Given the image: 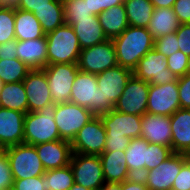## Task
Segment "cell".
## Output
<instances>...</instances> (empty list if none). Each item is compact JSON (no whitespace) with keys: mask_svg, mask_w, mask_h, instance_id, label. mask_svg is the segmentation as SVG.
Returning <instances> with one entry per match:
<instances>
[{"mask_svg":"<svg viewBox=\"0 0 190 190\" xmlns=\"http://www.w3.org/2000/svg\"><path fill=\"white\" fill-rule=\"evenodd\" d=\"M116 49L117 64L133 71L139 60L154 48V38L145 27L128 26L112 39Z\"/></svg>","mask_w":190,"mask_h":190,"instance_id":"6da1fadb","label":"cell"},{"mask_svg":"<svg viewBox=\"0 0 190 190\" xmlns=\"http://www.w3.org/2000/svg\"><path fill=\"white\" fill-rule=\"evenodd\" d=\"M56 103L51 102L38 112H27L24 117L23 143L38 145L61 140L55 123Z\"/></svg>","mask_w":190,"mask_h":190,"instance_id":"7a4b0ae2","label":"cell"},{"mask_svg":"<svg viewBox=\"0 0 190 190\" xmlns=\"http://www.w3.org/2000/svg\"><path fill=\"white\" fill-rule=\"evenodd\" d=\"M47 65L77 64L81 47L72 26L63 24L47 33Z\"/></svg>","mask_w":190,"mask_h":190,"instance_id":"3957f363","label":"cell"},{"mask_svg":"<svg viewBox=\"0 0 190 190\" xmlns=\"http://www.w3.org/2000/svg\"><path fill=\"white\" fill-rule=\"evenodd\" d=\"M8 156L13 179H25L42 176L45 168L34 145L25 143L3 149Z\"/></svg>","mask_w":190,"mask_h":190,"instance_id":"277c9868","label":"cell"},{"mask_svg":"<svg viewBox=\"0 0 190 190\" xmlns=\"http://www.w3.org/2000/svg\"><path fill=\"white\" fill-rule=\"evenodd\" d=\"M95 115L86 107L66 102L57 104L54 119L61 140L72 142L77 132Z\"/></svg>","mask_w":190,"mask_h":190,"instance_id":"5b68a950","label":"cell"},{"mask_svg":"<svg viewBox=\"0 0 190 190\" xmlns=\"http://www.w3.org/2000/svg\"><path fill=\"white\" fill-rule=\"evenodd\" d=\"M132 75L133 71L119 65L96 75L102 94V114L114 109Z\"/></svg>","mask_w":190,"mask_h":190,"instance_id":"8992f818","label":"cell"},{"mask_svg":"<svg viewBox=\"0 0 190 190\" xmlns=\"http://www.w3.org/2000/svg\"><path fill=\"white\" fill-rule=\"evenodd\" d=\"M52 101L56 104L70 101V94L77 73L80 71L77 64H52L43 68Z\"/></svg>","mask_w":190,"mask_h":190,"instance_id":"52a82bcc","label":"cell"},{"mask_svg":"<svg viewBox=\"0 0 190 190\" xmlns=\"http://www.w3.org/2000/svg\"><path fill=\"white\" fill-rule=\"evenodd\" d=\"M70 166L74 174V183L90 190H99L106 182L99 155L72 153Z\"/></svg>","mask_w":190,"mask_h":190,"instance_id":"ba28073f","label":"cell"},{"mask_svg":"<svg viewBox=\"0 0 190 190\" xmlns=\"http://www.w3.org/2000/svg\"><path fill=\"white\" fill-rule=\"evenodd\" d=\"M117 65L116 49L112 39L81 49L77 61L80 71L96 75Z\"/></svg>","mask_w":190,"mask_h":190,"instance_id":"9c48e42d","label":"cell"},{"mask_svg":"<svg viewBox=\"0 0 190 190\" xmlns=\"http://www.w3.org/2000/svg\"><path fill=\"white\" fill-rule=\"evenodd\" d=\"M167 57L154 48L142 57L133 75L149 84L165 85L174 82L177 77L168 69Z\"/></svg>","mask_w":190,"mask_h":190,"instance_id":"30bf717a","label":"cell"},{"mask_svg":"<svg viewBox=\"0 0 190 190\" xmlns=\"http://www.w3.org/2000/svg\"><path fill=\"white\" fill-rule=\"evenodd\" d=\"M69 102L86 107L95 116L102 115V94L98 88L96 74L82 71L77 73Z\"/></svg>","mask_w":190,"mask_h":190,"instance_id":"8fae6325","label":"cell"},{"mask_svg":"<svg viewBox=\"0 0 190 190\" xmlns=\"http://www.w3.org/2000/svg\"><path fill=\"white\" fill-rule=\"evenodd\" d=\"M106 130L100 116L87 122L71 142L72 152L101 155L105 149Z\"/></svg>","mask_w":190,"mask_h":190,"instance_id":"7c38bea8","label":"cell"},{"mask_svg":"<svg viewBox=\"0 0 190 190\" xmlns=\"http://www.w3.org/2000/svg\"><path fill=\"white\" fill-rule=\"evenodd\" d=\"M186 161L187 154L173 153L154 169L144 172L141 178L148 190H172L174 179Z\"/></svg>","mask_w":190,"mask_h":190,"instance_id":"4fadbf2b","label":"cell"},{"mask_svg":"<svg viewBox=\"0 0 190 190\" xmlns=\"http://www.w3.org/2000/svg\"><path fill=\"white\" fill-rule=\"evenodd\" d=\"M149 86L148 82L132 75L114 109L122 113L143 116L147 112Z\"/></svg>","mask_w":190,"mask_h":190,"instance_id":"5bb4252c","label":"cell"},{"mask_svg":"<svg viewBox=\"0 0 190 190\" xmlns=\"http://www.w3.org/2000/svg\"><path fill=\"white\" fill-rule=\"evenodd\" d=\"M180 108L177 79L165 85L150 84L147 112L171 116Z\"/></svg>","mask_w":190,"mask_h":190,"instance_id":"9a60e30c","label":"cell"},{"mask_svg":"<svg viewBox=\"0 0 190 190\" xmlns=\"http://www.w3.org/2000/svg\"><path fill=\"white\" fill-rule=\"evenodd\" d=\"M99 116L106 130V137L140 138L142 116L118 112L115 109Z\"/></svg>","mask_w":190,"mask_h":190,"instance_id":"2e32d148","label":"cell"},{"mask_svg":"<svg viewBox=\"0 0 190 190\" xmlns=\"http://www.w3.org/2000/svg\"><path fill=\"white\" fill-rule=\"evenodd\" d=\"M28 99V112H38L53 102L43 69L30 70L22 81Z\"/></svg>","mask_w":190,"mask_h":190,"instance_id":"e0dca14e","label":"cell"},{"mask_svg":"<svg viewBox=\"0 0 190 190\" xmlns=\"http://www.w3.org/2000/svg\"><path fill=\"white\" fill-rule=\"evenodd\" d=\"M26 113L0 107V149L22 144Z\"/></svg>","mask_w":190,"mask_h":190,"instance_id":"ac0fdd59","label":"cell"},{"mask_svg":"<svg viewBox=\"0 0 190 190\" xmlns=\"http://www.w3.org/2000/svg\"><path fill=\"white\" fill-rule=\"evenodd\" d=\"M141 127L140 137L142 139L171 148L172 132L170 116L146 112L142 116Z\"/></svg>","mask_w":190,"mask_h":190,"instance_id":"d6986e66","label":"cell"},{"mask_svg":"<svg viewBox=\"0 0 190 190\" xmlns=\"http://www.w3.org/2000/svg\"><path fill=\"white\" fill-rule=\"evenodd\" d=\"M45 170L62 168L70 164L72 156L71 142L57 140L35 145Z\"/></svg>","mask_w":190,"mask_h":190,"instance_id":"ffe728a7","label":"cell"},{"mask_svg":"<svg viewBox=\"0 0 190 190\" xmlns=\"http://www.w3.org/2000/svg\"><path fill=\"white\" fill-rule=\"evenodd\" d=\"M170 126L172 151L190 154V109L179 108L170 116Z\"/></svg>","mask_w":190,"mask_h":190,"instance_id":"44dd1931","label":"cell"},{"mask_svg":"<svg viewBox=\"0 0 190 190\" xmlns=\"http://www.w3.org/2000/svg\"><path fill=\"white\" fill-rule=\"evenodd\" d=\"M65 23L72 26L81 49L90 48L108 40L96 15L94 19H65Z\"/></svg>","mask_w":190,"mask_h":190,"instance_id":"7402d4cb","label":"cell"},{"mask_svg":"<svg viewBox=\"0 0 190 190\" xmlns=\"http://www.w3.org/2000/svg\"><path fill=\"white\" fill-rule=\"evenodd\" d=\"M17 49V58L30 70L43 69L47 66L46 36L27 41L17 40Z\"/></svg>","mask_w":190,"mask_h":190,"instance_id":"603a6c76","label":"cell"},{"mask_svg":"<svg viewBox=\"0 0 190 190\" xmlns=\"http://www.w3.org/2000/svg\"><path fill=\"white\" fill-rule=\"evenodd\" d=\"M105 182L122 183L132 178L125 158V151H104L100 155Z\"/></svg>","mask_w":190,"mask_h":190,"instance_id":"cb8c5ba5","label":"cell"},{"mask_svg":"<svg viewBox=\"0 0 190 190\" xmlns=\"http://www.w3.org/2000/svg\"><path fill=\"white\" fill-rule=\"evenodd\" d=\"M97 17L108 39L119 36L129 26L124 4L113 6L103 11Z\"/></svg>","mask_w":190,"mask_h":190,"instance_id":"d4e9b609","label":"cell"},{"mask_svg":"<svg viewBox=\"0 0 190 190\" xmlns=\"http://www.w3.org/2000/svg\"><path fill=\"white\" fill-rule=\"evenodd\" d=\"M181 23L173 8H154L152 18L147 27L155 39L176 32Z\"/></svg>","mask_w":190,"mask_h":190,"instance_id":"484cf974","label":"cell"},{"mask_svg":"<svg viewBox=\"0 0 190 190\" xmlns=\"http://www.w3.org/2000/svg\"><path fill=\"white\" fill-rule=\"evenodd\" d=\"M43 32L41 23L35 14L30 11L15 8V38L20 41L42 38Z\"/></svg>","mask_w":190,"mask_h":190,"instance_id":"4316f807","label":"cell"},{"mask_svg":"<svg viewBox=\"0 0 190 190\" xmlns=\"http://www.w3.org/2000/svg\"><path fill=\"white\" fill-rule=\"evenodd\" d=\"M148 144L149 142L141 137L133 138L125 150L126 163L132 177H141L145 172Z\"/></svg>","mask_w":190,"mask_h":190,"instance_id":"83f0119b","label":"cell"},{"mask_svg":"<svg viewBox=\"0 0 190 190\" xmlns=\"http://www.w3.org/2000/svg\"><path fill=\"white\" fill-rule=\"evenodd\" d=\"M0 107L28 112V99L22 81L3 85L0 91Z\"/></svg>","mask_w":190,"mask_h":190,"instance_id":"f1b7e54d","label":"cell"},{"mask_svg":"<svg viewBox=\"0 0 190 190\" xmlns=\"http://www.w3.org/2000/svg\"><path fill=\"white\" fill-rule=\"evenodd\" d=\"M33 14H35L36 18L41 23L42 30L45 34L65 24L62 0H53L50 6L36 9Z\"/></svg>","mask_w":190,"mask_h":190,"instance_id":"f546056e","label":"cell"},{"mask_svg":"<svg viewBox=\"0 0 190 190\" xmlns=\"http://www.w3.org/2000/svg\"><path fill=\"white\" fill-rule=\"evenodd\" d=\"M129 26L147 28L154 12L150 0H124Z\"/></svg>","mask_w":190,"mask_h":190,"instance_id":"4dcf8cb0","label":"cell"},{"mask_svg":"<svg viewBox=\"0 0 190 190\" xmlns=\"http://www.w3.org/2000/svg\"><path fill=\"white\" fill-rule=\"evenodd\" d=\"M74 184V174L70 166L45 171L44 190H69Z\"/></svg>","mask_w":190,"mask_h":190,"instance_id":"1f68e13d","label":"cell"},{"mask_svg":"<svg viewBox=\"0 0 190 190\" xmlns=\"http://www.w3.org/2000/svg\"><path fill=\"white\" fill-rule=\"evenodd\" d=\"M29 71L30 68L18 58L0 60V78L4 84L23 81Z\"/></svg>","mask_w":190,"mask_h":190,"instance_id":"d6a6232c","label":"cell"},{"mask_svg":"<svg viewBox=\"0 0 190 190\" xmlns=\"http://www.w3.org/2000/svg\"><path fill=\"white\" fill-rule=\"evenodd\" d=\"M15 38V6H0V44Z\"/></svg>","mask_w":190,"mask_h":190,"instance_id":"836d02e7","label":"cell"},{"mask_svg":"<svg viewBox=\"0 0 190 190\" xmlns=\"http://www.w3.org/2000/svg\"><path fill=\"white\" fill-rule=\"evenodd\" d=\"M65 19H94L87 1L85 0H62Z\"/></svg>","mask_w":190,"mask_h":190,"instance_id":"e575fe53","label":"cell"},{"mask_svg":"<svg viewBox=\"0 0 190 190\" xmlns=\"http://www.w3.org/2000/svg\"><path fill=\"white\" fill-rule=\"evenodd\" d=\"M173 153L172 148L149 142L147 147V163H145V172L154 169Z\"/></svg>","mask_w":190,"mask_h":190,"instance_id":"d590c367","label":"cell"},{"mask_svg":"<svg viewBox=\"0 0 190 190\" xmlns=\"http://www.w3.org/2000/svg\"><path fill=\"white\" fill-rule=\"evenodd\" d=\"M176 32L159 37L154 40V49L159 53L164 54L166 57L179 51Z\"/></svg>","mask_w":190,"mask_h":190,"instance_id":"8d00e7d4","label":"cell"},{"mask_svg":"<svg viewBox=\"0 0 190 190\" xmlns=\"http://www.w3.org/2000/svg\"><path fill=\"white\" fill-rule=\"evenodd\" d=\"M188 58L180 50L167 57L168 69L178 78L187 74Z\"/></svg>","mask_w":190,"mask_h":190,"instance_id":"74e56055","label":"cell"},{"mask_svg":"<svg viewBox=\"0 0 190 190\" xmlns=\"http://www.w3.org/2000/svg\"><path fill=\"white\" fill-rule=\"evenodd\" d=\"M13 176L6 153L0 151V190H8L13 187Z\"/></svg>","mask_w":190,"mask_h":190,"instance_id":"f35d334b","label":"cell"},{"mask_svg":"<svg viewBox=\"0 0 190 190\" xmlns=\"http://www.w3.org/2000/svg\"><path fill=\"white\" fill-rule=\"evenodd\" d=\"M180 108L190 109V74L177 78Z\"/></svg>","mask_w":190,"mask_h":190,"instance_id":"ab89813d","label":"cell"},{"mask_svg":"<svg viewBox=\"0 0 190 190\" xmlns=\"http://www.w3.org/2000/svg\"><path fill=\"white\" fill-rule=\"evenodd\" d=\"M43 175L37 177H30L25 179H14V190H44Z\"/></svg>","mask_w":190,"mask_h":190,"instance_id":"60d3db41","label":"cell"},{"mask_svg":"<svg viewBox=\"0 0 190 190\" xmlns=\"http://www.w3.org/2000/svg\"><path fill=\"white\" fill-rule=\"evenodd\" d=\"M172 190H190V163L186 161L172 185Z\"/></svg>","mask_w":190,"mask_h":190,"instance_id":"b9f144b4","label":"cell"},{"mask_svg":"<svg viewBox=\"0 0 190 190\" xmlns=\"http://www.w3.org/2000/svg\"><path fill=\"white\" fill-rule=\"evenodd\" d=\"M179 50L190 56V24H181L176 31Z\"/></svg>","mask_w":190,"mask_h":190,"instance_id":"7bdbcfd3","label":"cell"},{"mask_svg":"<svg viewBox=\"0 0 190 190\" xmlns=\"http://www.w3.org/2000/svg\"><path fill=\"white\" fill-rule=\"evenodd\" d=\"M93 13V15L98 16L103 11L117 5L124 3V0H85Z\"/></svg>","mask_w":190,"mask_h":190,"instance_id":"ee69618b","label":"cell"},{"mask_svg":"<svg viewBox=\"0 0 190 190\" xmlns=\"http://www.w3.org/2000/svg\"><path fill=\"white\" fill-rule=\"evenodd\" d=\"M173 10L181 24H190V0H176Z\"/></svg>","mask_w":190,"mask_h":190,"instance_id":"f6af8a7d","label":"cell"},{"mask_svg":"<svg viewBox=\"0 0 190 190\" xmlns=\"http://www.w3.org/2000/svg\"><path fill=\"white\" fill-rule=\"evenodd\" d=\"M129 137H106L104 151H125L130 143Z\"/></svg>","mask_w":190,"mask_h":190,"instance_id":"bcb514c9","label":"cell"},{"mask_svg":"<svg viewBox=\"0 0 190 190\" xmlns=\"http://www.w3.org/2000/svg\"><path fill=\"white\" fill-rule=\"evenodd\" d=\"M53 0H17L14 4L15 8L22 9L25 11L34 12L36 9L50 6Z\"/></svg>","mask_w":190,"mask_h":190,"instance_id":"7dc6e473","label":"cell"},{"mask_svg":"<svg viewBox=\"0 0 190 190\" xmlns=\"http://www.w3.org/2000/svg\"><path fill=\"white\" fill-rule=\"evenodd\" d=\"M17 40L13 39L0 44V60H11L17 58Z\"/></svg>","mask_w":190,"mask_h":190,"instance_id":"c3c4849f","label":"cell"},{"mask_svg":"<svg viewBox=\"0 0 190 190\" xmlns=\"http://www.w3.org/2000/svg\"><path fill=\"white\" fill-rule=\"evenodd\" d=\"M121 190H148L141 177H132L121 183Z\"/></svg>","mask_w":190,"mask_h":190,"instance_id":"681fc988","label":"cell"},{"mask_svg":"<svg viewBox=\"0 0 190 190\" xmlns=\"http://www.w3.org/2000/svg\"><path fill=\"white\" fill-rule=\"evenodd\" d=\"M155 8H173L176 0H150Z\"/></svg>","mask_w":190,"mask_h":190,"instance_id":"f907efd6","label":"cell"},{"mask_svg":"<svg viewBox=\"0 0 190 190\" xmlns=\"http://www.w3.org/2000/svg\"><path fill=\"white\" fill-rule=\"evenodd\" d=\"M99 190H121V183L106 182Z\"/></svg>","mask_w":190,"mask_h":190,"instance_id":"816d5d0a","label":"cell"},{"mask_svg":"<svg viewBox=\"0 0 190 190\" xmlns=\"http://www.w3.org/2000/svg\"><path fill=\"white\" fill-rule=\"evenodd\" d=\"M69 190H90V189L74 183L73 186Z\"/></svg>","mask_w":190,"mask_h":190,"instance_id":"f5cc1de1","label":"cell"},{"mask_svg":"<svg viewBox=\"0 0 190 190\" xmlns=\"http://www.w3.org/2000/svg\"><path fill=\"white\" fill-rule=\"evenodd\" d=\"M17 2V0H6V5H9V4H15Z\"/></svg>","mask_w":190,"mask_h":190,"instance_id":"db71d44e","label":"cell"},{"mask_svg":"<svg viewBox=\"0 0 190 190\" xmlns=\"http://www.w3.org/2000/svg\"><path fill=\"white\" fill-rule=\"evenodd\" d=\"M187 73L190 74V56L188 58V70H187Z\"/></svg>","mask_w":190,"mask_h":190,"instance_id":"11a10c76","label":"cell"},{"mask_svg":"<svg viewBox=\"0 0 190 190\" xmlns=\"http://www.w3.org/2000/svg\"><path fill=\"white\" fill-rule=\"evenodd\" d=\"M0 6H6V0H0Z\"/></svg>","mask_w":190,"mask_h":190,"instance_id":"9f6ffc18","label":"cell"},{"mask_svg":"<svg viewBox=\"0 0 190 190\" xmlns=\"http://www.w3.org/2000/svg\"><path fill=\"white\" fill-rule=\"evenodd\" d=\"M3 85H4V83H3L2 79L0 78V91L3 88Z\"/></svg>","mask_w":190,"mask_h":190,"instance_id":"6f0895ef","label":"cell"},{"mask_svg":"<svg viewBox=\"0 0 190 190\" xmlns=\"http://www.w3.org/2000/svg\"><path fill=\"white\" fill-rule=\"evenodd\" d=\"M187 161L190 163V154H187Z\"/></svg>","mask_w":190,"mask_h":190,"instance_id":"680465c9","label":"cell"}]
</instances>
